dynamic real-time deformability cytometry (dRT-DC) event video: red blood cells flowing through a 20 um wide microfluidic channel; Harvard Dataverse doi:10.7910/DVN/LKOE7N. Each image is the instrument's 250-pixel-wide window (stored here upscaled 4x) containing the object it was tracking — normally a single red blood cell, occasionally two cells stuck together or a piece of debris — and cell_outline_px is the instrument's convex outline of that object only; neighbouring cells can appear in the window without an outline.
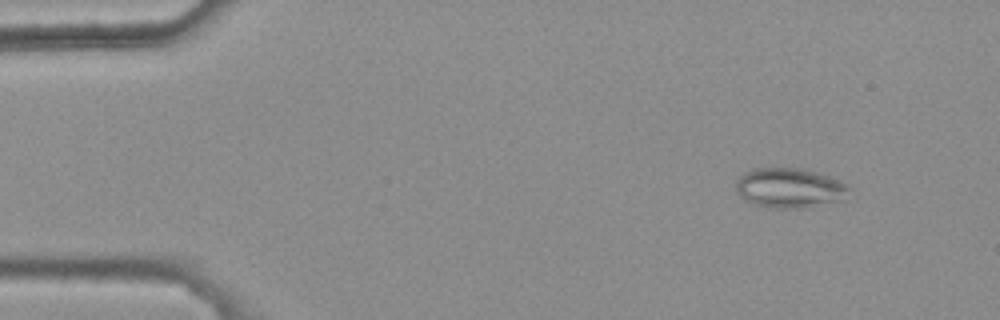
{"species": "common noctule bat (a hibernating species)", "species_latin": "Nyctalus noctula", "temperature_condition": "warm", "stored_images_in_passage": 5, "camera_frame_rate_fps": 3000, "um_per_image_px": 0.085, "animal": {"sex": "female", "body_mass_g": 25.1}, "frame": {"image": 1, "passage_image": 1, "time_ms": 0.0, "image_size_px": [1000, 320], "cell_outline_px": [[848, 188], [840, 200], [804, 208], [772, 208], [752, 204], [744, 200], [736, 192], [736, 180], [744, 172], [752, 168], [804, 168], [840, 180]], "centroid_in_image_um": [67.02, 15.97], "position_along_channel_um": 18.0, "area_um2": 26.13}}